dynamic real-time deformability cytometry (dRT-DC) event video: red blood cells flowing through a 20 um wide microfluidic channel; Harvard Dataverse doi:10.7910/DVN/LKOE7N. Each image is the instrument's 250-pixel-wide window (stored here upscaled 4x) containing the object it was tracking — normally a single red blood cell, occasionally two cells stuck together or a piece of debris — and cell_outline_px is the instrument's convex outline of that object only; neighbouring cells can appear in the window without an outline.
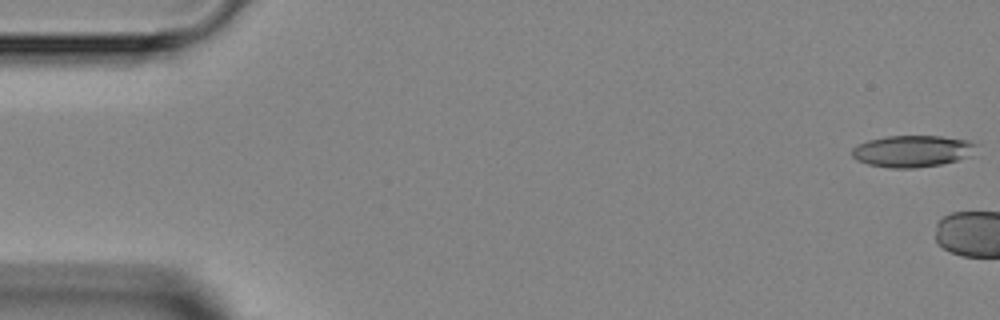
{"species": "Egyptian fruit bat (a non-hibernating species)", "species_latin": "Rousettus aegyptiacus", "temperature_condition": "room temperature", "stored_images_in_passage": 2, "camera_frame_rate_fps": 3000, "um_per_image_px": 0.085, "animal": {"sex": "female"}, "frame": {"image": 1, "passage_image": 1, "time_ms": 0.0, "image_size_px": [1000, 320], "cell_outline_px": [[980, 144], [968, 156], [956, 160], [940, 164], [916, 168], [888, 168], [868, 164], [856, 160], [852, 156], [852, 148], [856, 144], [868, 140], [884, 136], [940, 136], [968, 140]], "centroid_in_image_um": [77.52, 12.84], "position_along_channel_um": 7.5, "area_um2": 23.06}}